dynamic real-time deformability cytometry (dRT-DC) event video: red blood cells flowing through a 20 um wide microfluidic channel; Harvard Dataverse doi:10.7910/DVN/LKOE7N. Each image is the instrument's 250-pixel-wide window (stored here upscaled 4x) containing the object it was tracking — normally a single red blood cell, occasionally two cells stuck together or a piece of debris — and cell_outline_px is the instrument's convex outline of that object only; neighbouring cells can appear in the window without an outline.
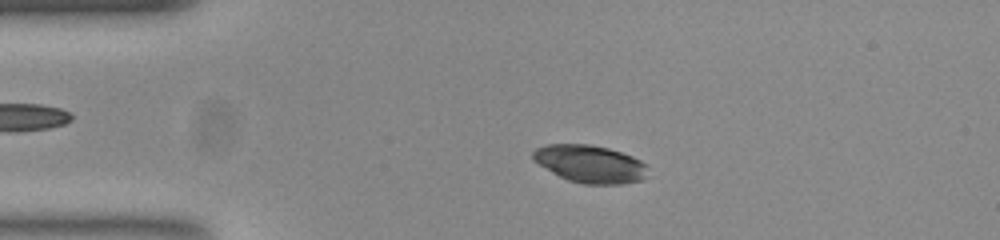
{"species": "common noctule bat (a hibernating species)", "species_latin": "Nyctalus noctula", "temperature_condition": "room temperature", "stored_images_in_passage": 51, "camera_frame_rate_fps": 3000, "um_per_image_px": 0.085, "animal": {"sex": "female", "body_mass_g": 23.0, "forearm_length_mm": 53.4}, "frame": {"image": 1, "passage_image": 10, "time_ms": 3.0, "image_size_px": [1000, 240], "cell_outline_px": [[644, 176], [640, 180], [620, 184], [584, 184], [568, 180], [552, 172], [532, 160], [532, 152], [536, 148], [548, 144], [592, 144], [608, 148], [632, 156], [640, 160], [644, 164]], "centroid_in_image_um": [50.08, 13.92], "position_along_channel_um": 34.9, "area_um2": 24.85}}
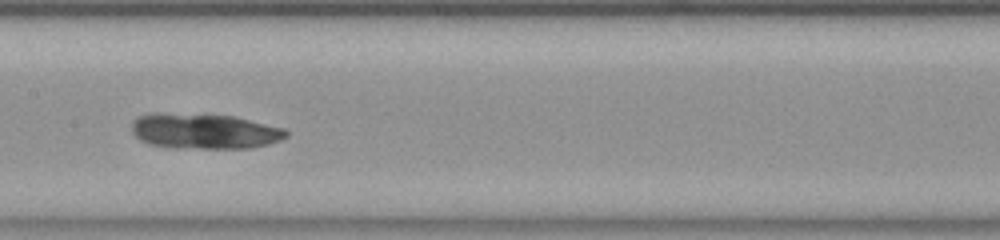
{"frame": {"image": 2, "passage_image": 25, "time_ms": 8.0, "image_size_px": [1000, 240], "cell_outline_px": [[288, 136], [280, 140], [268, 144], [252, 148], [200, 148], [148, 144], [140, 140], [132, 132], [132, 120], [140, 116], [156, 112], [236, 116], [284, 128], [288, 132]], "centroid_in_image_um": [17.4, 11.13], "position_along_channel_um": 190.0, "area_um2": 31.73}}
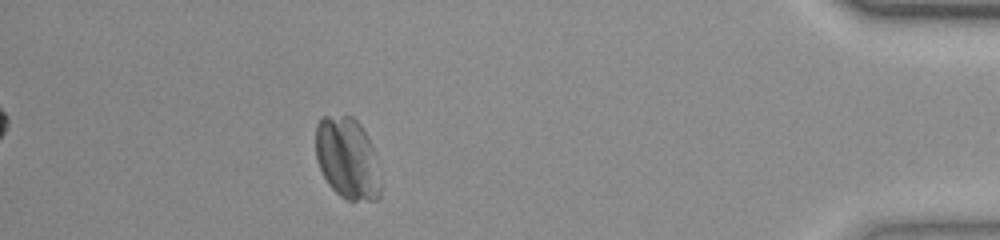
{"frame": {"image": 3, "passage_image": 46, "time_ms": 15.0, "image_size_px": [1000, 240], "cell_outline_px": [[380, 196], [376, 200], [348, 200], [340, 196], [328, 184], [316, 160], [316, 124], [320, 116], [352, 116], [360, 124], [372, 148], [380, 188]], "centroid_in_image_um": [29.47, 13.45], "position_along_channel_um": 405.7, "area_um2": 30.29}}